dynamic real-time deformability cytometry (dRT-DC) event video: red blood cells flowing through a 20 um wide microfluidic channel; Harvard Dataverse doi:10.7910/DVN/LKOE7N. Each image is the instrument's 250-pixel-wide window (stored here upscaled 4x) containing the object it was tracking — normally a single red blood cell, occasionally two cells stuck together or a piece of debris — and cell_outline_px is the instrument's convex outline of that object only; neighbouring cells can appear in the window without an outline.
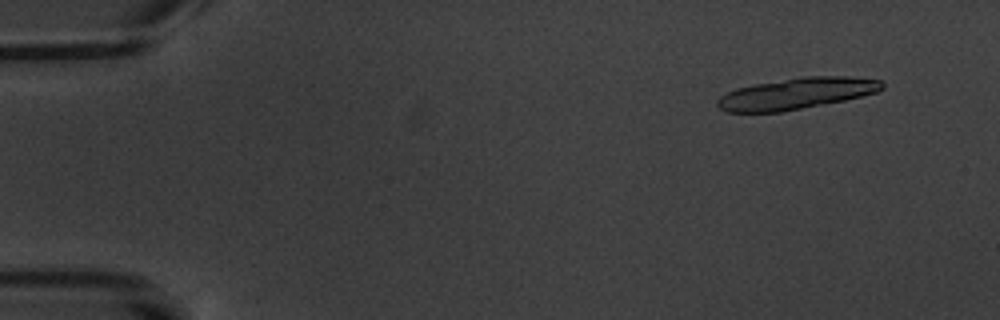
{"species": "common noctule bat (a hibernating species)", "species_latin": "Nyctalus noctula", "temperature_condition": "warm", "stored_images_in_passage": 7, "segment_of_instrument_passage": [1, 2], "camera_frame_rate_fps": 3000, "um_per_image_px": 0.085, "animal": {"sex": "male", "body_mass_g": 20.1, "forearm_length_mm": 53.5}, "frame": {"image": 1, "passage_image": 2, "time_ms": 1.333, "image_size_px": [1000, 320], "cell_outline_px": [[884, 88], [876, 92], [844, 100], [780, 112], [728, 112], [720, 108], [716, 104], [716, 100], [720, 96], [736, 88], [756, 84], [804, 76], [848, 76], [880, 80], [884, 84]], "centroid_in_image_um": [67.68, 7.95], "position_along_channel_um": 17.3, "area_um2": 29.71}}